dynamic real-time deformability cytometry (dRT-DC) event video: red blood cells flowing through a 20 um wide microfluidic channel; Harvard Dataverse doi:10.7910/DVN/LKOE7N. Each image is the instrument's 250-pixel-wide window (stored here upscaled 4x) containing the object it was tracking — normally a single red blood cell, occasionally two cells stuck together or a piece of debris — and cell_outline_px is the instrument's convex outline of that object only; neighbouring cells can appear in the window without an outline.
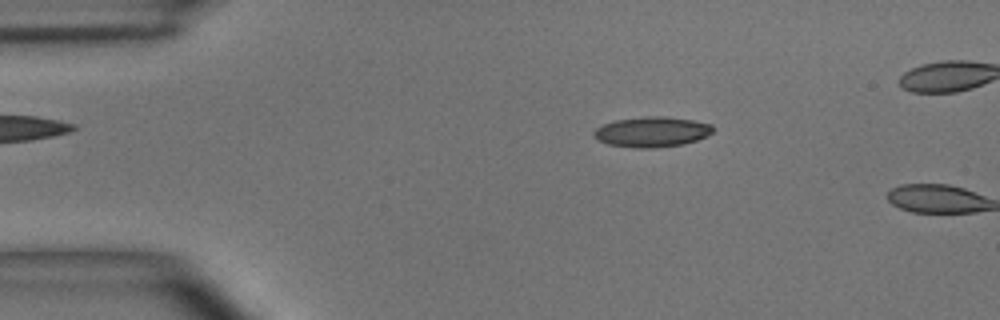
{"species": "common noctule bat (a hibernating species)", "species_latin": "Nyctalus noctula", "temperature_condition": "room temperature", "stored_images_in_passage": 9, "camera_frame_rate_fps": 3000, "um_per_image_px": 0.085, "animal": {"sex": "male", "body_mass_g": 15.6}, "frame": {"image": 1, "passage_image": 8, "time_ms": 2.333, "image_size_px": [1000, 320], "cell_outline_px": [[716, 128], [712, 132], [696, 140], [680, 144], [652, 148], [636, 148], [608, 144], [596, 140], [592, 136], [592, 132], [596, 128], [604, 124], [616, 120], [644, 116], [664, 116], [692, 120], [712, 124]], "centroid_in_image_um": [55.37, 11.2], "position_along_channel_um": 29.6, "area_um2": 20.98}}